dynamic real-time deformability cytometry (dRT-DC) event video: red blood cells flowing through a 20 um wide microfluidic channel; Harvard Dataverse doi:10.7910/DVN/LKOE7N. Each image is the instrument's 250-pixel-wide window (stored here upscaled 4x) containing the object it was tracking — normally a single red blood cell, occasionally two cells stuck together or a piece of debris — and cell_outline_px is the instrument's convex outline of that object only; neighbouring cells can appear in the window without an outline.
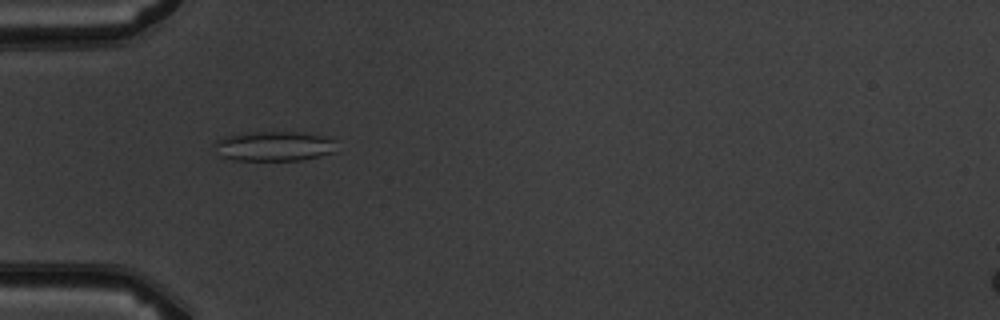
{"species": "common noctule bat (a hibernating species)", "species_latin": "Nyctalus noctula", "temperature_condition": "warm", "stored_images_in_passage": 10, "camera_frame_rate_fps": 3000, "um_per_image_px": 0.085, "animal": {"sex": "male", "body_mass_g": 19.5, "forearm_length_mm": 54.6}, "frame": {"image": 1, "passage_image": 5, "time_ms": 4.667, "image_size_px": [1000, 320], "cell_outline_px": [[332, 152], [320, 156], [304, 160], [236, 160], [220, 156], [216, 144], [216, 140], [224, 136], [244, 132], [304, 132], [324, 136], [332, 140]], "centroid_in_image_um": [23.25, 12.41], "position_along_channel_um": 61.7, "area_um2": 20.92}}
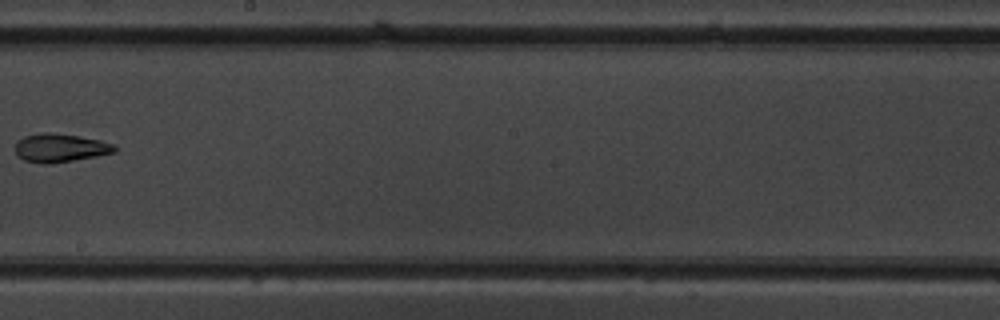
{"frame": {"image": 2, "passage_image": 9, "time_ms": 9.333, "image_size_px": [1000, 320], "cell_outline_px": [[116, 152], [96, 156], [52, 164], [40, 164], [24, 160], [16, 152], [16, 140], [24, 136], [40, 132], [48, 132], [76, 136], [100, 140], [112, 144], [116, 148]], "centroid_in_image_um": [5.08, 12.57], "position_along_channel_um": 243.1, "area_um2": 16.42}}
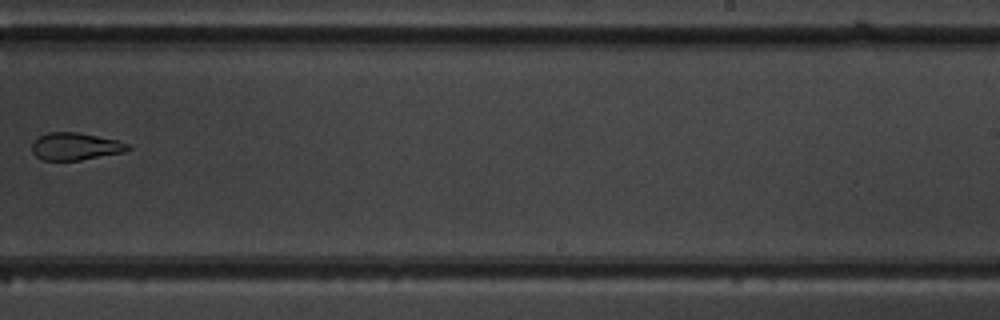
{"frame": {"image": 3, "passage_image": 10, "time_ms": 10.333, "image_size_px": [1000, 320], "cell_outline_px": [[132, 148], [124, 152], [80, 160], [44, 160], [36, 156], [32, 152], [32, 144], [40, 136], [48, 132], [76, 132], [116, 140], [128, 144]], "centroid_in_image_um": [6.4, 12.45], "position_along_channel_um": 282.6, "area_um2": 15.09}}